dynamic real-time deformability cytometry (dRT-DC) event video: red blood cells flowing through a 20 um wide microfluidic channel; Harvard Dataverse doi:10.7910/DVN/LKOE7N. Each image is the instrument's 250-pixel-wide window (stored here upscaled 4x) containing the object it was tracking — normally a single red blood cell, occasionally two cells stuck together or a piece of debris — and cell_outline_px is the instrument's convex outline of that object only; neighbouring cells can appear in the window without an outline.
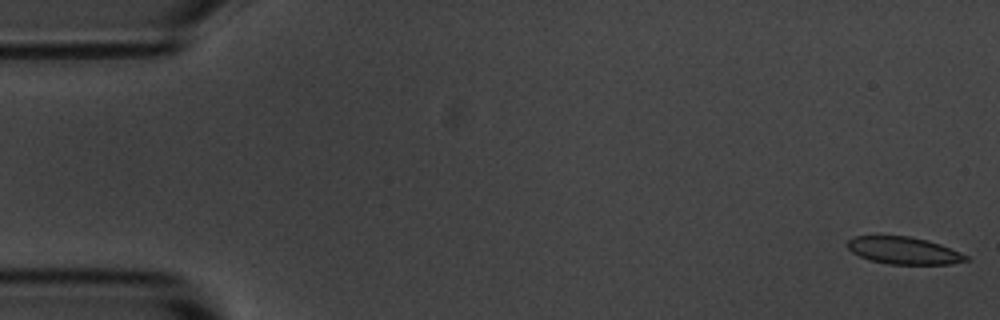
{"species": "common noctule bat (a hibernating species)", "species_latin": "Nyctalus noctula", "temperature_condition": "room temperature", "stored_images_in_passage": 6, "camera_frame_rate_fps": 3000, "um_per_image_px": 0.085, "animal": {"sex": "male", "body_mass_g": 20.1, "forearm_length_mm": 53.5}, "frame": {"image": 1, "passage_image": 1, "time_ms": 0.0, "image_size_px": [1000, 320], "cell_outline_px": [[972, 260], [952, 264], [888, 264], [872, 260], [860, 256], [852, 252], [844, 244], [848, 240], [856, 236], [908, 236], [928, 240], [940, 244], [960, 252], [968, 256]], "centroid_in_image_um": [76.85, 21.3], "position_along_channel_um": 8.2, "area_um2": 18.84}}
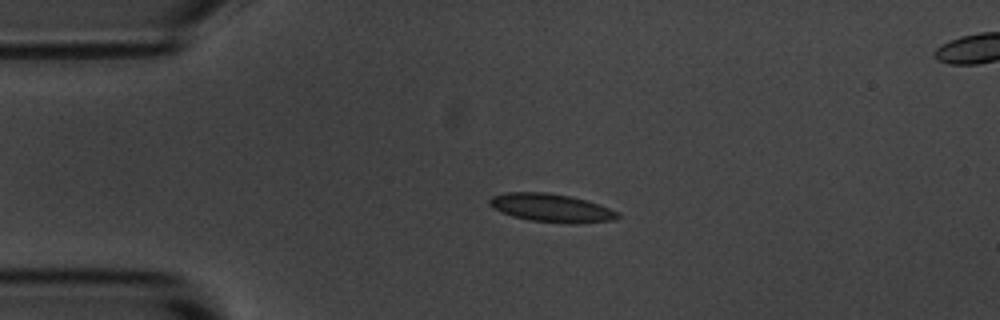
{"frame": {"image": 2, "passage_image": 4, "time_ms": 3.667, "image_size_px": [1000, 320], "cell_outline_px": [[620, 216], [616, 220], [532, 220], [512, 216], [500, 212], [492, 208], [488, 204], [488, 200], [492, 196], [504, 192], [548, 192], [568, 196], [584, 200], [608, 208], [616, 212]], "centroid_in_image_um": [46.67, 17.6], "position_along_channel_um": 38.3, "area_um2": 19.77}}